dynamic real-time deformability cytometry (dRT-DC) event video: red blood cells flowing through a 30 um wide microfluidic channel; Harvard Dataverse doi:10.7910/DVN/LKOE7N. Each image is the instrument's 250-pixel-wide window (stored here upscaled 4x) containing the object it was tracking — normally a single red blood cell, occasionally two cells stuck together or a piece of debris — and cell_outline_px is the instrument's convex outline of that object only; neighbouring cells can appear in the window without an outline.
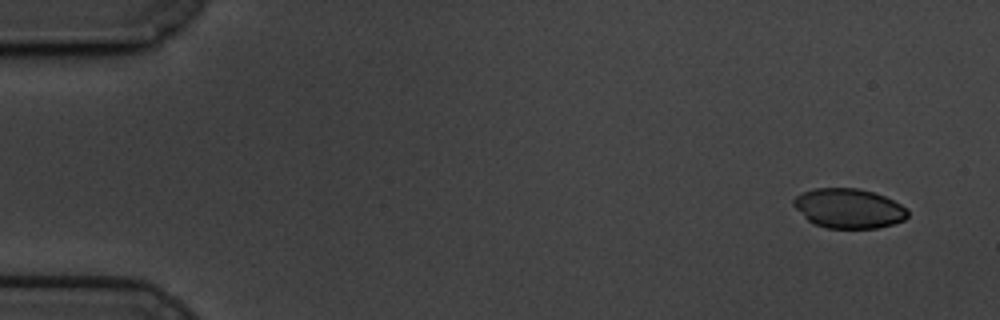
{"species": "common noctule bat (a hibernating species)", "species_latin": "Nyctalus noctula", "temperature_condition": "cold", "stored_images_in_passage": 57, "camera_frame_rate_fps": 3000, "um_per_image_px": 0.085, "animal": {"sex": "male", "body_mass_g": 19.5, "forearm_length_mm": 54.6}, "frame": {"image": 1, "passage_image": 1, "time_ms": 0.0, "image_size_px": [1000, 320], "cell_outline_px": [[908, 216], [904, 220], [892, 224], [876, 228], [828, 228], [812, 224], [792, 204], [792, 200], [796, 196], [804, 192], [816, 188], [856, 188], [872, 192], [884, 196], [908, 208]], "centroid_in_image_um": [72.14, 17.72], "position_along_channel_um": 12.9, "area_um2": 26.24}}
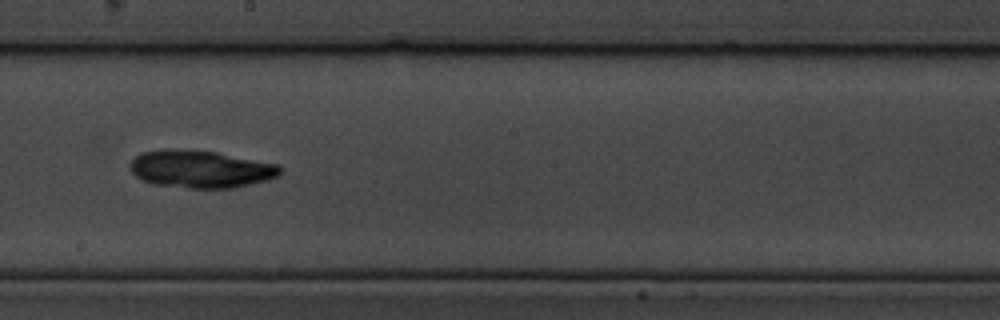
{"frame": {"image": 2, "passage_image": 31, "time_ms": 10.0, "image_size_px": [1000, 320], "cell_outline_px": [[280, 172], [276, 176], [268, 180], [232, 188], [188, 188], [152, 184], [136, 176], [132, 172], [128, 164], [140, 152], [216, 152], [280, 164]], "centroid_in_image_um": [17.1, 14.42], "position_along_channel_um": 231.1, "area_um2": 31.79}}
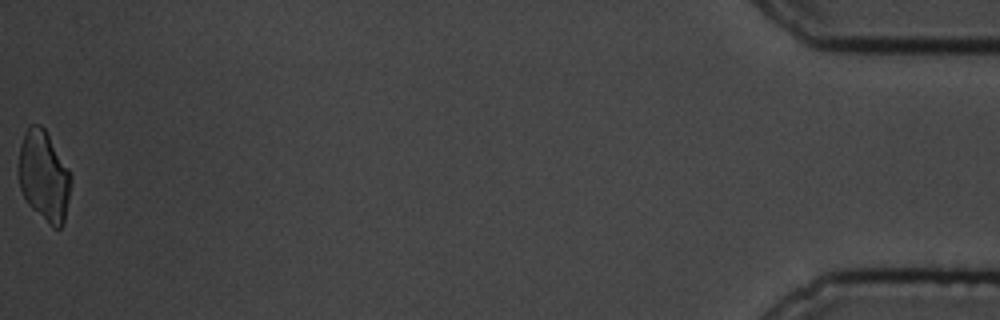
{"frame": {"image": 3, "passage_image": 57, "time_ms": 18.667, "image_size_px": [1000, 320], "cell_outline_px": [[72, 180], [64, 224], [60, 228], [52, 228], [28, 204], [20, 188], [20, 144], [24, 132], [32, 124], [40, 124], [44, 128], [68, 168], [72, 176]], "centroid_in_image_um": [3.76, 15.0], "position_along_channel_um": 431.4, "area_um2": 27.34}, "authors_computed_cell_mechanics": {"area_um2": 29.767, "velocity_mm_per_s": 3.3879, "shape_relaxation_time_tau1_ms": 3.33, "shape_relaxation_time_tau2_ms": 3.51, "deformation_change_tau1": 0.071, "deformation_change_tau2": 0.0646}}